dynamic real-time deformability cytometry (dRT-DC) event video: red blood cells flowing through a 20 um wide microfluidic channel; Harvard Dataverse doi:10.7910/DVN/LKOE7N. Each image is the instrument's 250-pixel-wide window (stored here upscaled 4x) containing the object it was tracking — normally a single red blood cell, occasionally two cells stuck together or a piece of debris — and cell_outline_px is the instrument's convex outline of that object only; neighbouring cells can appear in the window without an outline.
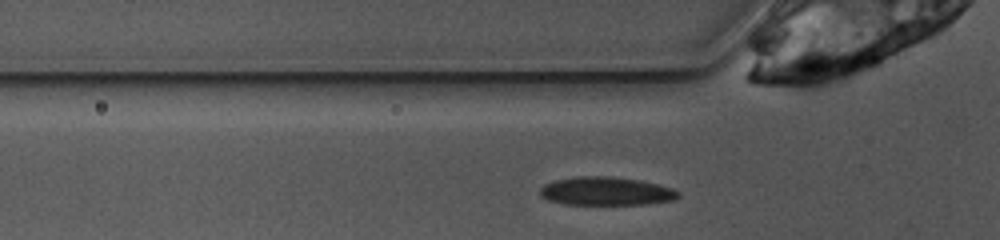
{"species": "common noctule bat (a hibernating species)", "species_latin": "Nyctalus noctula", "temperature_condition": "warm", "stored_images_in_passage": 24, "camera_frame_rate_fps": 3000, "um_per_image_px": 0.085, "animal": {"sex": "female", "body_mass_g": 10.0, "forearm_length_mm": 53.1}, "frame": {"image": 1, "passage_image": 2, "time_ms": 0.333, "image_size_px": [1000, 240], "cell_outline_px": [[680, 196], [676, 200], [648, 204], [564, 204], [548, 200], [540, 196], [540, 188], [544, 184], [556, 180], [576, 176], [608, 176], [636, 180], [656, 184], [672, 188], [680, 192]], "centroid_in_image_um": [51.52, 16.26], "position_along_channel_um": 74.3, "area_um2": 22.83}}
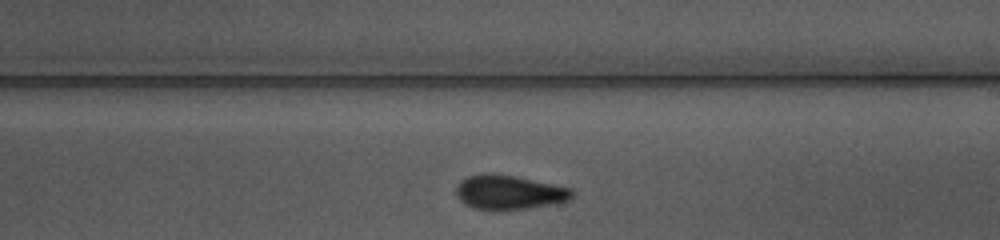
{"frame": {"image": 2, "passage_image": 15, "time_ms": 4.667, "image_size_px": [1000, 240], "cell_outline_px": [[576, 196], [572, 200], [528, 208], [500, 212], [492, 212], [472, 208], [464, 204], [456, 196], [456, 188], [460, 180], [468, 176], [516, 176], [572, 188]], "centroid_in_image_um": [43.31, 16.42], "position_along_channel_um": 245.7, "area_um2": 23.29}}
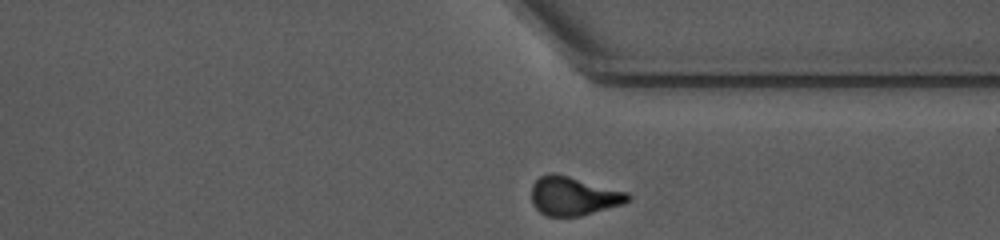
{"frame": {"image": 3, "passage_image": 24, "time_ms": 7.667, "image_size_px": [1000, 240], "cell_outline_px": [[632, 196], [624, 204], [580, 216], [548, 216], [540, 212], [532, 204], [532, 184], [540, 176], [548, 172], [556, 172], [628, 192]], "centroid_in_image_um": [48.74, 16.64], "position_along_channel_um": 362.7, "area_um2": 21.96}, "authors_computed_cell_mechanics": {"area_um2": 22.8599, "velocity_mm_per_s": 3.9286, "shape_relaxation_time_tau1_ms": 4.0407, "shape_relaxation_time_tau2_ms": 2.8855, "deformation_change_tau1": 0.1509, "deformation_change_tau2": 0.0491}}